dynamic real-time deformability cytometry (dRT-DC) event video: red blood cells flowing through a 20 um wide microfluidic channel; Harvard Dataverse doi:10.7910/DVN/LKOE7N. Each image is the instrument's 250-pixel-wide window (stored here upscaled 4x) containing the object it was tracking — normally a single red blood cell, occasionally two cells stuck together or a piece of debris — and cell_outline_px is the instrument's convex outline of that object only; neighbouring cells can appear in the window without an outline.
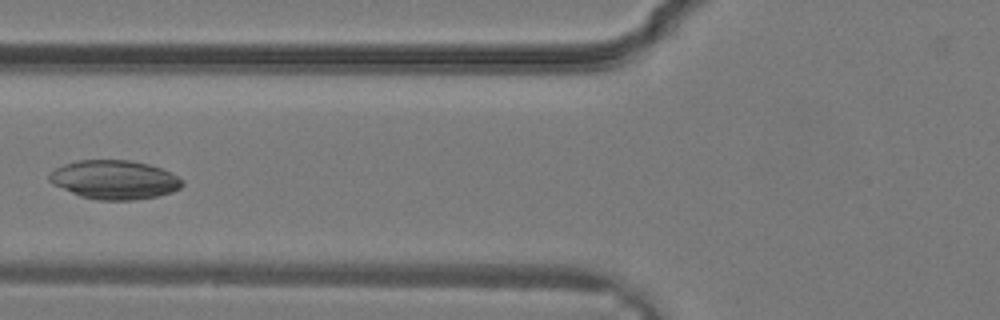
{"species": "common noctule bat (a hibernating species)", "species_latin": "Nyctalus noctula", "temperature_condition": "warm", "stored_images_in_passage": 33, "camera_frame_rate_fps": 3000, "um_per_image_px": 0.085, "animal": {"sex": "male", "body_mass_g": 19.2, "forearm_length_mm": 51.8}, "frame": {"image": 1, "passage_image": 14, "time_ms": 4.333, "image_size_px": [1000, 320], "cell_outline_px": [[184, 184], [180, 188], [172, 192], [156, 196], [136, 200], [96, 200], [80, 196], [52, 184], [48, 180], [48, 176], [56, 168], [64, 164], [76, 160], [128, 160], [148, 164], [172, 172], [184, 180]], "centroid_in_image_um": [9.74, 15.28], "position_along_channel_um": 116.1, "area_um2": 30.29}}
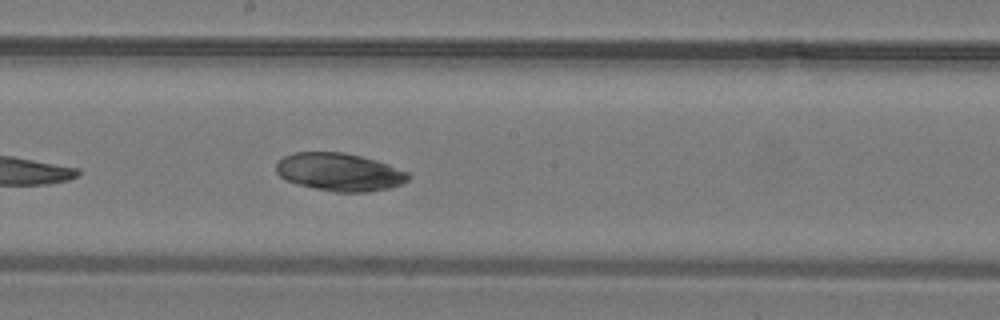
{"frame": {"image": 2, "passage_image": 19, "time_ms": 6.0, "image_size_px": [1000, 320], "cell_outline_px": [[412, 176], [408, 180], [400, 184], [388, 188], [368, 192], [336, 192], [316, 188], [284, 180], [276, 172], [276, 164], [284, 156], [296, 152], [344, 152], [376, 160], [388, 164], [408, 172]], "centroid_in_image_um": [28.86, 14.62], "position_along_channel_um": 219.3, "area_um2": 29.07}}
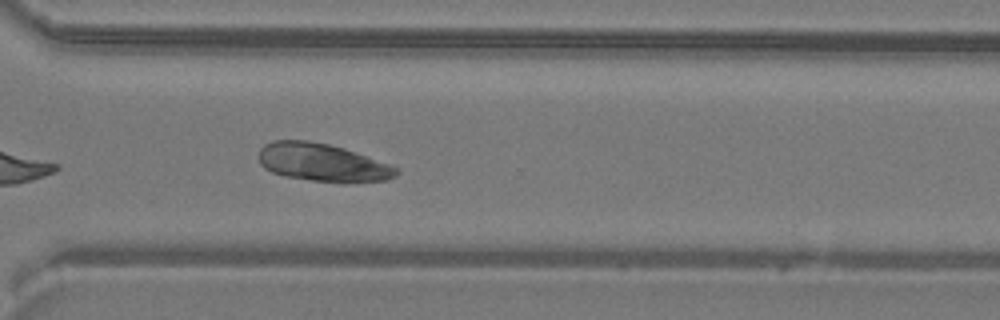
{"frame": {"image": 3, "passage_image": 25, "time_ms": 8.0, "image_size_px": [1000, 320], "cell_outline_px": [[400, 172], [396, 176], [384, 180], [344, 184], [340, 184], [284, 176], [272, 172], [264, 168], [260, 164], [260, 148], [264, 144], [272, 140], [308, 140], [328, 144], [344, 148], [400, 168]], "centroid_in_image_um": [27.42, 13.83], "position_along_channel_um": 343.2, "area_um2": 30.75}}